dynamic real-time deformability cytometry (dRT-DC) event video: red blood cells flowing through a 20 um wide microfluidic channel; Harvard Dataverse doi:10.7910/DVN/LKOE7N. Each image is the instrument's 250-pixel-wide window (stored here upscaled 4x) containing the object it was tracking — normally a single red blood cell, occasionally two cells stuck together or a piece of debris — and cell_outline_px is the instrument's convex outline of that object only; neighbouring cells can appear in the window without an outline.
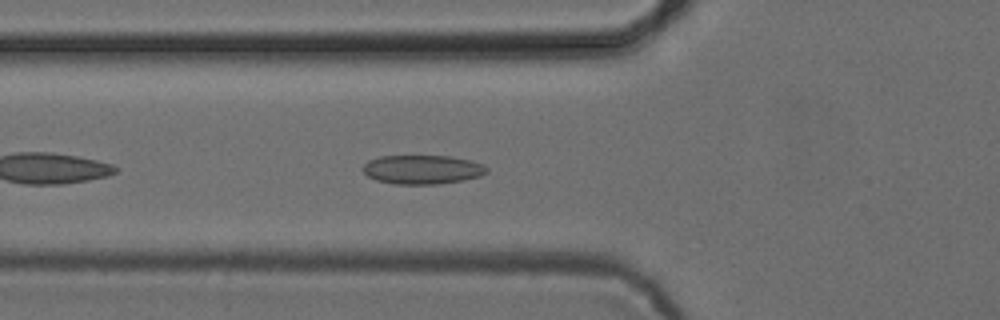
{"species": "common noctule bat (a hibernating species)", "species_latin": "Nyctalus noctula", "temperature_condition": "cold", "stored_images_in_passage": 39, "camera_frame_rate_fps": 3000, "um_per_image_px": 0.085, "animal": {"sex": "female", "body_mass_g": 24.6, "forearm_length_mm": 56.2}, "frame": {"image": 1, "passage_image": 5, "time_ms": 1.333, "image_size_px": [1000, 320], "cell_outline_px": [[488, 172], [480, 176], [464, 180], [436, 184], [396, 184], [376, 180], [368, 176], [360, 168], [368, 160], [380, 156], [452, 156], [472, 160], [488, 168]], "centroid_in_image_um": [35.89, 14.4], "position_along_channel_um": 89.9, "area_um2": 21.04}}
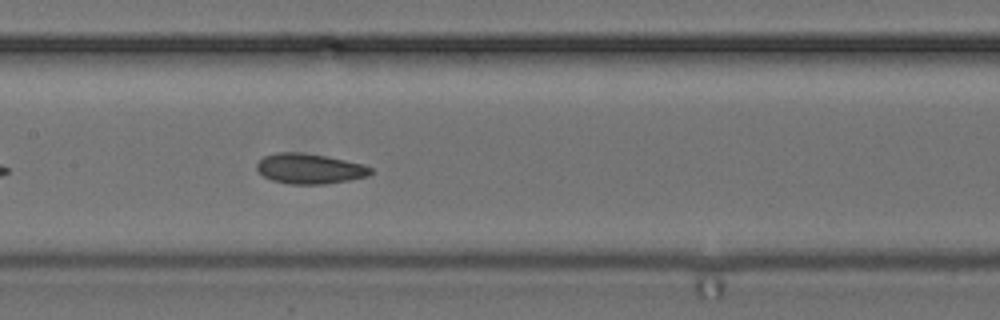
{"frame": {"image": 2, "passage_image": 12, "time_ms": 3.667, "image_size_px": [1000, 320], "cell_outline_px": [[372, 172], [368, 176], [348, 180], [324, 184], [292, 184], [272, 180], [264, 176], [256, 168], [256, 164], [264, 156], [276, 152], [304, 152], [364, 164], [372, 168]], "centroid_in_image_um": [26.31, 14.33], "position_along_channel_um": 181.1, "area_um2": 19.94}}
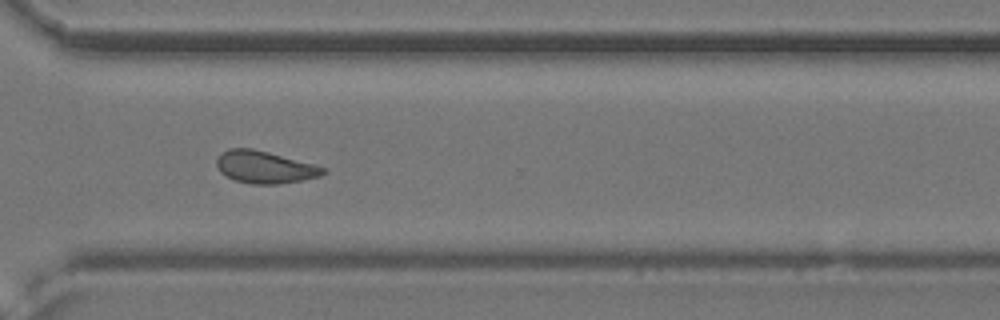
{"frame": {"image": 3, "passage_image": 25, "time_ms": 8.0, "image_size_px": [1000, 320], "cell_outline_px": [[328, 172], [320, 176], [300, 180], [276, 184], [252, 184], [232, 180], [220, 172], [216, 164], [216, 160], [220, 152], [228, 148], [252, 148], [316, 164], [324, 168]], "centroid_in_image_um": [22.47, 14.2], "position_along_channel_um": 348.1, "area_um2": 20.17}, "authors_computed_cell_mechanics": {"area_um2": 20.1144, "velocity_mm_per_s": 3.8706, "shape_relaxation_time_tau1_ms": 7.4004, "shape_relaxation_time_tau2_ms": 2.8065, "deformation_change_tau1": 0.117, "deformation_change_tau2": 0.0928}}